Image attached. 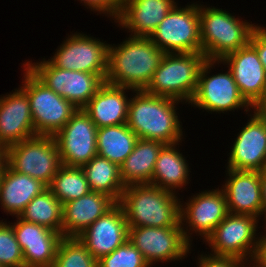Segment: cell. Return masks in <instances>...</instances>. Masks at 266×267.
<instances>
[{"instance_id":"36","label":"cell","mask_w":266,"mask_h":267,"mask_svg":"<svg viewBox=\"0 0 266 267\" xmlns=\"http://www.w3.org/2000/svg\"><path fill=\"white\" fill-rule=\"evenodd\" d=\"M198 258L199 267H247L249 264L234 257L215 256L212 254H201Z\"/></svg>"},{"instance_id":"29","label":"cell","mask_w":266,"mask_h":267,"mask_svg":"<svg viewBox=\"0 0 266 267\" xmlns=\"http://www.w3.org/2000/svg\"><path fill=\"white\" fill-rule=\"evenodd\" d=\"M82 168L91 191L107 194L119 202L125 189L119 165L96 155Z\"/></svg>"},{"instance_id":"33","label":"cell","mask_w":266,"mask_h":267,"mask_svg":"<svg viewBox=\"0 0 266 267\" xmlns=\"http://www.w3.org/2000/svg\"><path fill=\"white\" fill-rule=\"evenodd\" d=\"M0 266L25 267L23 253L13 227L3 220L0 221Z\"/></svg>"},{"instance_id":"1","label":"cell","mask_w":266,"mask_h":267,"mask_svg":"<svg viewBox=\"0 0 266 267\" xmlns=\"http://www.w3.org/2000/svg\"><path fill=\"white\" fill-rule=\"evenodd\" d=\"M164 54L150 37L130 35L122 44H109L105 82L145 90Z\"/></svg>"},{"instance_id":"19","label":"cell","mask_w":266,"mask_h":267,"mask_svg":"<svg viewBox=\"0 0 266 267\" xmlns=\"http://www.w3.org/2000/svg\"><path fill=\"white\" fill-rule=\"evenodd\" d=\"M37 136L27 94L16 88L13 93L0 97V146L13 144Z\"/></svg>"},{"instance_id":"9","label":"cell","mask_w":266,"mask_h":267,"mask_svg":"<svg viewBox=\"0 0 266 267\" xmlns=\"http://www.w3.org/2000/svg\"><path fill=\"white\" fill-rule=\"evenodd\" d=\"M150 39L164 53L202 52L199 4L174 8L150 35Z\"/></svg>"},{"instance_id":"3","label":"cell","mask_w":266,"mask_h":267,"mask_svg":"<svg viewBox=\"0 0 266 267\" xmlns=\"http://www.w3.org/2000/svg\"><path fill=\"white\" fill-rule=\"evenodd\" d=\"M180 199L176 193L151 184L126 186L118 204L128 227L181 226Z\"/></svg>"},{"instance_id":"8","label":"cell","mask_w":266,"mask_h":267,"mask_svg":"<svg viewBox=\"0 0 266 267\" xmlns=\"http://www.w3.org/2000/svg\"><path fill=\"white\" fill-rule=\"evenodd\" d=\"M258 220L252 215L229 213L205 241L211 248L210 254L251 263L262 238L256 237Z\"/></svg>"},{"instance_id":"7","label":"cell","mask_w":266,"mask_h":267,"mask_svg":"<svg viewBox=\"0 0 266 267\" xmlns=\"http://www.w3.org/2000/svg\"><path fill=\"white\" fill-rule=\"evenodd\" d=\"M6 164L18 173L40 180L47 187L62 165L54 137L43 135L7 147Z\"/></svg>"},{"instance_id":"20","label":"cell","mask_w":266,"mask_h":267,"mask_svg":"<svg viewBox=\"0 0 266 267\" xmlns=\"http://www.w3.org/2000/svg\"><path fill=\"white\" fill-rule=\"evenodd\" d=\"M237 134L226 169L259 171L266 168V129L255 114Z\"/></svg>"},{"instance_id":"39","label":"cell","mask_w":266,"mask_h":267,"mask_svg":"<svg viewBox=\"0 0 266 267\" xmlns=\"http://www.w3.org/2000/svg\"><path fill=\"white\" fill-rule=\"evenodd\" d=\"M251 109H253L254 114L258 117V119L264 124L266 129V97L255 103Z\"/></svg>"},{"instance_id":"25","label":"cell","mask_w":266,"mask_h":267,"mask_svg":"<svg viewBox=\"0 0 266 267\" xmlns=\"http://www.w3.org/2000/svg\"><path fill=\"white\" fill-rule=\"evenodd\" d=\"M46 188L40 180L18 173L5 164L0 175V207L11 216H19L28 203Z\"/></svg>"},{"instance_id":"28","label":"cell","mask_w":266,"mask_h":267,"mask_svg":"<svg viewBox=\"0 0 266 267\" xmlns=\"http://www.w3.org/2000/svg\"><path fill=\"white\" fill-rule=\"evenodd\" d=\"M137 135L126 123L97 129V155L121 165L132 152Z\"/></svg>"},{"instance_id":"6","label":"cell","mask_w":266,"mask_h":267,"mask_svg":"<svg viewBox=\"0 0 266 267\" xmlns=\"http://www.w3.org/2000/svg\"><path fill=\"white\" fill-rule=\"evenodd\" d=\"M20 88L27 94L36 135L54 136L77 108L41 83L25 66Z\"/></svg>"},{"instance_id":"31","label":"cell","mask_w":266,"mask_h":267,"mask_svg":"<svg viewBox=\"0 0 266 267\" xmlns=\"http://www.w3.org/2000/svg\"><path fill=\"white\" fill-rule=\"evenodd\" d=\"M48 188L62 205L83 197L91 191L82 167L63 164Z\"/></svg>"},{"instance_id":"23","label":"cell","mask_w":266,"mask_h":267,"mask_svg":"<svg viewBox=\"0 0 266 267\" xmlns=\"http://www.w3.org/2000/svg\"><path fill=\"white\" fill-rule=\"evenodd\" d=\"M116 204L109 195L94 191L63 204V237H77Z\"/></svg>"},{"instance_id":"10","label":"cell","mask_w":266,"mask_h":267,"mask_svg":"<svg viewBox=\"0 0 266 267\" xmlns=\"http://www.w3.org/2000/svg\"><path fill=\"white\" fill-rule=\"evenodd\" d=\"M23 65L47 88L82 109L96 94L104 81L94 73L76 72L53 66L43 58L40 62Z\"/></svg>"},{"instance_id":"35","label":"cell","mask_w":266,"mask_h":267,"mask_svg":"<svg viewBox=\"0 0 266 267\" xmlns=\"http://www.w3.org/2000/svg\"><path fill=\"white\" fill-rule=\"evenodd\" d=\"M85 6L92 9L91 11L105 14L112 17L115 21L123 6L124 0H80Z\"/></svg>"},{"instance_id":"5","label":"cell","mask_w":266,"mask_h":267,"mask_svg":"<svg viewBox=\"0 0 266 267\" xmlns=\"http://www.w3.org/2000/svg\"><path fill=\"white\" fill-rule=\"evenodd\" d=\"M206 60L202 52L165 53L145 91L189 104Z\"/></svg>"},{"instance_id":"4","label":"cell","mask_w":266,"mask_h":267,"mask_svg":"<svg viewBox=\"0 0 266 267\" xmlns=\"http://www.w3.org/2000/svg\"><path fill=\"white\" fill-rule=\"evenodd\" d=\"M202 53L208 60H222L249 43L258 26L216 7L199 5Z\"/></svg>"},{"instance_id":"17","label":"cell","mask_w":266,"mask_h":267,"mask_svg":"<svg viewBox=\"0 0 266 267\" xmlns=\"http://www.w3.org/2000/svg\"><path fill=\"white\" fill-rule=\"evenodd\" d=\"M220 62L228 65L240 94L251 107L266 97V72L250 43L226 55Z\"/></svg>"},{"instance_id":"24","label":"cell","mask_w":266,"mask_h":267,"mask_svg":"<svg viewBox=\"0 0 266 267\" xmlns=\"http://www.w3.org/2000/svg\"><path fill=\"white\" fill-rule=\"evenodd\" d=\"M125 90L134 91L104 82L82 108L97 128L127 123L130 99Z\"/></svg>"},{"instance_id":"30","label":"cell","mask_w":266,"mask_h":267,"mask_svg":"<svg viewBox=\"0 0 266 267\" xmlns=\"http://www.w3.org/2000/svg\"><path fill=\"white\" fill-rule=\"evenodd\" d=\"M62 209V203L47 187L28 203L19 217L62 234Z\"/></svg>"},{"instance_id":"21","label":"cell","mask_w":266,"mask_h":267,"mask_svg":"<svg viewBox=\"0 0 266 267\" xmlns=\"http://www.w3.org/2000/svg\"><path fill=\"white\" fill-rule=\"evenodd\" d=\"M226 175L229 178L221 189L226 197L228 212L262 217L260 172L227 169Z\"/></svg>"},{"instance_id":"22","label":"cell","mask_w":266,"mask_h":267,"mask_svg":"<svg viewBox=\"0 0 266 267\" xmlns=\"http://www.w3.org/2000/svg\"><path fill=\"white\" fill-rule=\"evenodd\" d=\"M176 4L174 0H124L114 22L131 36L150 37Z\"/></svg>"},{"instance_id":"2","label":"cell","mask_w":266,"mask_h":267,"mask_svg":"<svg viewBox=\"0 0 266 267\" xmlns=\"http://www.w3.org/2000/svg\"><path fill=\"white\" fill-rule=\"evenodd\" d=\"M133 93L136 94L130 98L126 124L137 137L164 144L181 142L183 128L176 105L182 101L152 95L145 90H134Z\"/></svg>"},{"instance_id":"12","label":"cell","mask_w":266,"mask_h":267,"mask_svg":"<svg viewBox=\"0 0 266 267\" xmlns=\"http://www.w3.org/2000/svg\"><path fill=\"white\" fill-rule=\"evenodd\" d=\"M108 43L82 33H72L48 61L58 68L98 75L104 82L108 70Z\"/></svg>"},{"instance_id":"34","label":"cell","mask_w":266,"mask_h":267,"mask_svg":"<svg viewBox=\"0 0 266 267\" xmlns=\"http://www.w3.org/2000/svg\"><path fill=\"white\" fill-rule=\"evenodd\" d=\"M98 267H151L140 251L127 239L111 254L98 260Z\"/></svg>"},{"instance_id":"37","label":"cell","mask_w":266,"mask_h":267,"mask_svg":"<svg viewBox=\"0 0 266 267\" xmlns=\"http://www.w3.org/2000/svg\"><path fill=\"white\" fill-rule=\"evenodd\" d=\"M249 43L256 49L266 72V28L257 26L251 33Z\"/></svg>"},{"instance_id":"11","label":"cell","mask_w":266,"mask_h":267,"mask_svg":"<svg viewBox=\"0 0 266 267\" xmlns=\"http://www.w3.org/2000/svg\"><path fill=\"white\" fill-rule=\"evenodd\" d=\"M216 63L219 64L220 60L217 62V60L207 59L202 65L197 88L189 104L191 103L192 106L207 112L210 111V113H224L225 111L238 110L241 107V109L245 108L244 111L250 112L251 106L240 94L230 69L225 73L208 75Z\"/></svg>"},{"instance_id":"27","label":"cell","mask_w":266,"mask_h":267,"mask_svg":"<svg viewBox=\"0 0 266 267\" xmlns=\"http://www.w3.org/2000/svg\"><path fill=\"white\" fill-rule=\"evenodd\" d=\"M175 144H165L159 151L151 185L175 193L189 182V164ZM175 188V189H174Z\"/></svg>"},{"instance_id":"41","label":"cell","mask_w":266,"mask_h":267,"mask_svg":"<svg viewBox=\"0 0 266 267\" xmlns=\"http://www.w3.org/2000/svg\"><path fill=\"white\" fill-rule=\"evenodd\" d=\"M5 164H6V149L0 146V175L2 173Z\"/></svg>"},{"instance_id":"16","label":"cell","mask_w":266,"mask_h":267,"mask_svg":"<svg viewBox=\"0 0 266 267\" xmlns=\"http://www.w3.org/2000/svg\"><path fill=\"white\" fill-rule=\"evenodd\" d=\"M11 223L23 253L25 267H53L63 235L43 225L16 216Z\"/></svg>"},{"instance_id":"13","label":"cell","mask_w":266,"mask_h":267,"mask_svg":"<svg viewBox=\"0 0 266 267\" xmlns=\"http://www.w3.org/2000/svg\"><path fill=\"white\" fill-rule=\"evenodd\" d=\"M128 240L140 251L150 266L157 262L185 259L191 245L181 226L128 227Z\"/></svg>"},{"instance_id":"32","label":"cell","mask_w":266,"mask_h":267,"mask_svg":"<svg viewBox=\"0 0 266 267\" xmlns=\"http://www.w3.org/2000/svg\"><path fill=\"white\" fill-rule=\"evenodd\" d=\"M53 267H98V260L77 237H63Z\"/></svg>"},{"instance_id":"14","label":"cell","mask_w":266,"mask_h":267,"mask_svg":"<svg viewBox=\"0 0 266 267\" xmlns=\"http://www.w3.org/2000/svg\"><path fill=\"white\" fill-rule=\"evenodd\" d=\"M228 214L226 197L219 187L191 196L187 202L180 205V222L185 240L192 245L193 240L190 237L195 232L206 241Z\"/></svg>"},{"instance_id":"26","label":"cell","mask_w":266,"mask_h":267,"mask_svg":"<svg viewBox=\"0 0 266 267\" xmlns=\"http://www.w3.org/2000/svg\"><path fill=\"white\" fill-rule=\"evenodd\" d=\"M164 145L160 141L138 138L134 149L120 165L125 187L151 183L159 151Z\"/></svg>"},{"instance_id":"38","label":"cell","mask_w":266,"mask_h":267,"mask_svg":"<svg viewBox=\"0 0 266 267\" xmlns=\"http://www.w3.org/2000/svg\"><path fill=\"white\" fill-rule=\"evenodd\" d=\"M266 230H264L265 232ZM252 267H266V232L260 240L258 250L251 264Z\"/></svg>"},{"instance_id":"18","label":"cell","mask_w":266,"mask_h":267,"mask_svg":"<svg viewBox=\"0 0 266 267\" xmlns=\"http://www.w3.org/2000/svg\"><path fill=\"white\" fill-rule=\"evenodd\" d=\"M77 238L97 260L111 254L128 239V224L122 207L117 203Z\"/></svg>"},{"instance_id":"40","label":"cell","mask_w":266,"mask_h":267,"mask_svg":"<svg viewBox=\"0 0 266 267\" xmlns=\"http://www.w3.org/2000/svg\"><path fill=\"white\" fill-rule=\"evenodd\" d=\"M260 177H261V194H262V216L263 214L265 215L264 221H266V168H264L260 172ZM265 228H266V225H265Z\"/></svg>"},{"instance_id":"15","label":"cell","mask_w":266,"mask_h":267,"mask_svg":"<svg viewBox=\"0 0 266 267\" xmlns=\"http://www.w3.org/2000/svg\"><path fill=\"white\" fill-rule=\"evenodd\" d=\"M97 129L84 110L77 109L63 128L53 136L61 163L82 167L96 156Z\"/></svg>"}]
</instances>
